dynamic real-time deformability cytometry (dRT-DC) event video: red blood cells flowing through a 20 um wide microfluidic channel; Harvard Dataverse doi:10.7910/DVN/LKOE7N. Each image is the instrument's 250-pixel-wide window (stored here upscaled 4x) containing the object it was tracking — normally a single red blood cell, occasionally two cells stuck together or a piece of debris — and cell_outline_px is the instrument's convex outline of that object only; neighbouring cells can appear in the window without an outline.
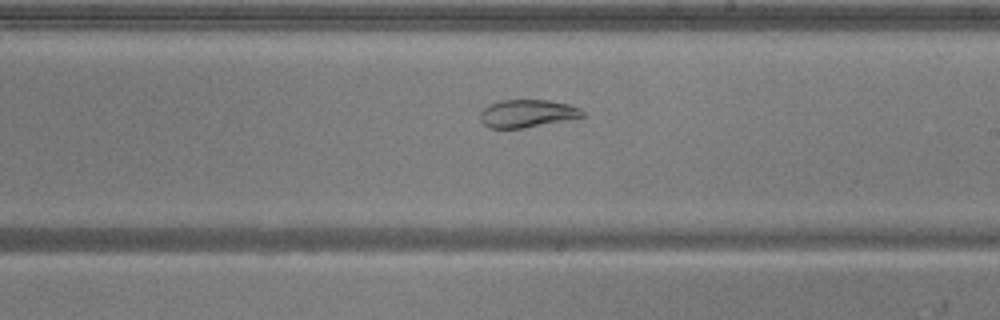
{"species": "common noctule bat (a hibernating species)", "species_latin": "Nyctalus noctula", "temperature_condition": "warm", "stored_images_in_passage": 37, "camera_frame_rate_fps": 3000, "um_per_image_px": 0.085, "animal": {"sex": "male", "body_mass_g": 20.5, "forearm_length_mm": 52.5}, "frame": {"image": 1, "passage_image": 16, "time_ms": 5.0, "image_size_px": [1000, 320], "cell_outline_px": [[584, 116], [524, 128], [488, 128], [480, 120], [480, 112], [488, 104], [500, 100], [548, 100], [568, 104], [580, 108], [584, 112]], "centroid_in_image_um": [44.77, 9.64], "position_along_channel_um": 244.2, "area_um2": 16.47}}
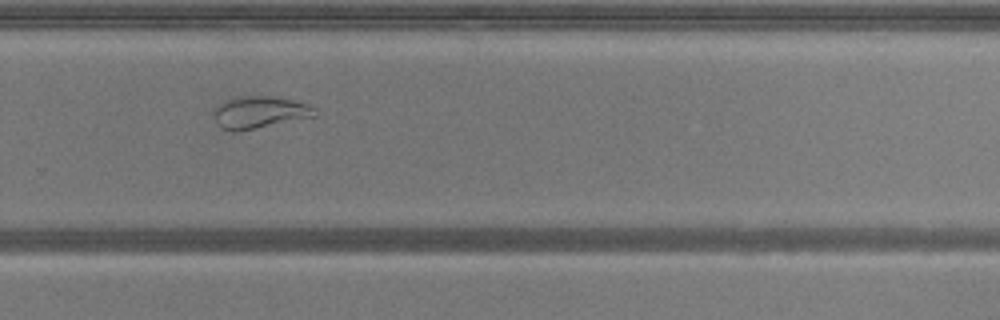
{"frame": {"image": 2, "passage_image": 21, "time_ms": 6.667, "image_size_px": [1000, 320], "cell_outline_px": [[316, 116], [236, 132], [232, 132], [220, 128], [216, 120], [212, 108], [216, 104], [236, 96], [276, 96], [308, 104], [316, 108]], "centroid_in_image_um": [22.02, 9.54], "position_along_channel_um": 307.8, "area_um2": 19.13}}